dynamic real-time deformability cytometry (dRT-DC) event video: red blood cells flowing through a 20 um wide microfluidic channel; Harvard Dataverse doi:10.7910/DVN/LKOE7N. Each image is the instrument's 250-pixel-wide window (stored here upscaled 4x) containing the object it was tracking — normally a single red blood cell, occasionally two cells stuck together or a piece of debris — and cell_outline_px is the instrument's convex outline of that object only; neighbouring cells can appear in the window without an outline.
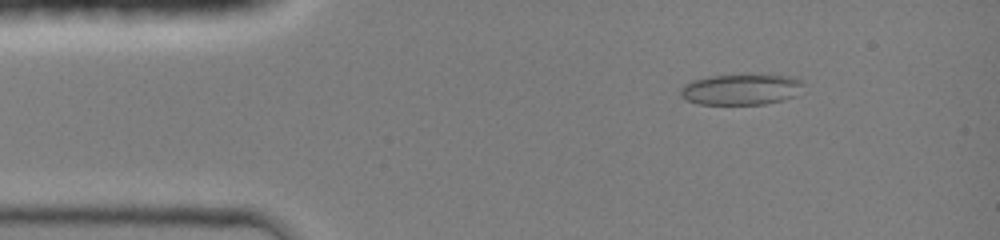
{"species": "common noctule bat (a hibernating species)", "species_latin": "Nyctalus noctula", "temperature_condition": "room temperature", "stored_images_in_passage": 45, "camera_frame_rate_fps": 3000, "um_per_image_px": 0.085, "animal": {"sex": "female", "body_mass_g": 19.0, "forearm_length_mm": 51.5}, "frame": {"image": 1, "passage_image": 6, "time_ms": 1.667, "image_size_px": [1000, 240], "cell_outline_px": [[804, 84], [796, 96], [784, 100], [764, 104], [700, 104], [688, 100], [680, 96], [680, 88], [684, 84], [692, 80], [708, 76], [752, 72], [796, 76]], "centroid_in_image_um": [63.04, 7.55], "position_along_channel_um": 22.0, "area_um2": 23.12}}
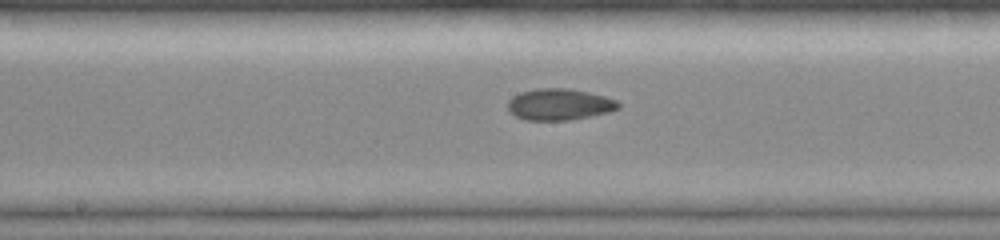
{"frame": {"image": 2, "passage_image": 23, "time_ms": 7.333, "image_size_px": [1000, 240], "cell_outline_px": [[620, 108], [608, 112], [568, 120], [524, 120], [508, 112], [508, 100], [512, 96], [520, 92], [536, 88], [568, 88], [588, 92], [604, 96], [616, 100], [620, 104]], "centroid_in_image_um": [47.5, 8.87], "position_along_channel_um": 200.7, "area_um2": 20.29}}
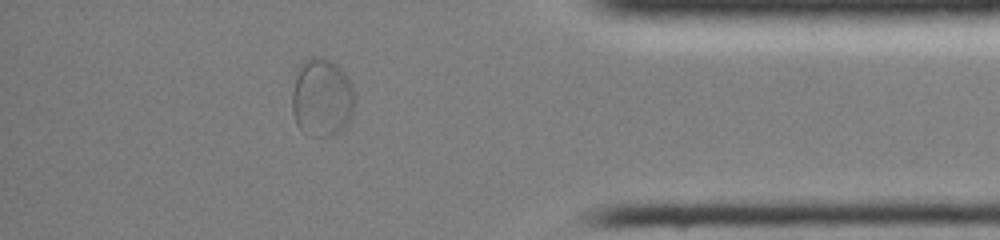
{"frame": {"image": 3, "passage_image": 39, "time_ms": 12.667, "image_size_px": [1000, 240], "cell_outline_px": [[356, 100], [352, 112], [348, 120], [332, 136], [308, 136], [296, 124], [292, 112], [292, 92], [300, 60], [312, 56], [324, 56], [332, 60], [344, 72], [352, 84]], "centroid_in_image_um": [27.34, 8.24], "position_along_channel_um": 407.9, "area_um2": 28.96}, "authors_computed_cell_mechanics": {"area_um2": 21.2126, "velocity_mm_per_s": 4.2174, "shape_relaxation_time_tau1_ms": null, "shape_relaxation_time_tau2_ms": 1.5469, "deformation_change_tau1": null, "deformation_change_tau2": 0.0419}}